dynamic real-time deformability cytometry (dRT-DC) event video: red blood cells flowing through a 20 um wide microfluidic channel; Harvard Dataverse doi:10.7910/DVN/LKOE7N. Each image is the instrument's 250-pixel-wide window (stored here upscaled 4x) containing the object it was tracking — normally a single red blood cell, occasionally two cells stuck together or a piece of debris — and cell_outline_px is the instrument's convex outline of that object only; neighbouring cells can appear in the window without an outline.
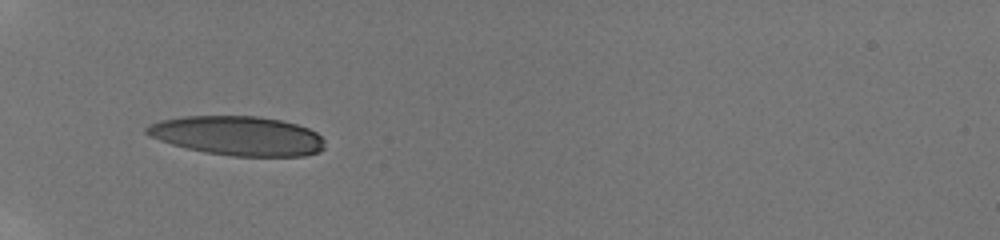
{"species": "human", "species_latin": "Homo sapiens", "temperature_condition": "room temperature", "stored_images_in_passage": 25, "camera_frame_rate_fps": 3000, "um_per_image_px": 0.085, "donor": {"sex": "male"}, "frame": {"image": 1, "passage_image": 1, "time_ms": 0.0, "image_size_px": [1000, 240], "cell_outline_px": [[324, 148], [320, 152], [304, 156], [232, 156], [204, 152], [172, 144], [160, 140], [144, 132], [144, 128], [148, 124], [160, 120], [184, 116], [260, 116], [280, 120], [296, 124], [308, 128], [316, 132], [324, 140]], "centroid_in_image_um": [20.22, 11.54], "position_along_channel_um": 64.8, "area_um2": 40.86}}
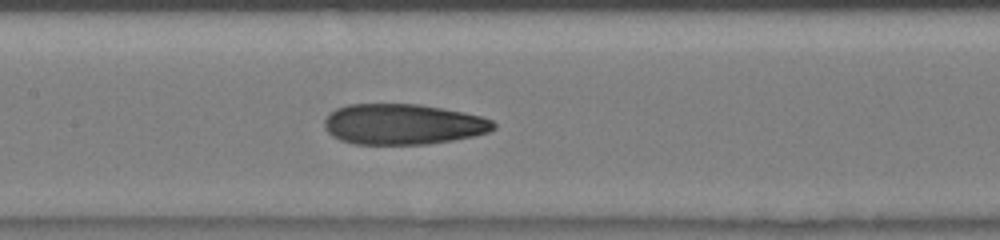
{"frame": {"image": 2, "passage_image": 12, "time_ms": 3.0, "image_size_px": [1000, 240], "cell_outline_px": [[496, 128], [488, 132], [476, 136], [428, 144], [356, 144], [340, 140], [332, 136], [324, 128], [324, 120], [336, 108], [348, 104], [420, 104], [464, 112], [480, 116], [492, 120], [496, 124]], "centroid_in_image_um": [34.26, 10.56], "position_along_channel_um": 173.1, "area_um2": 40.17}}
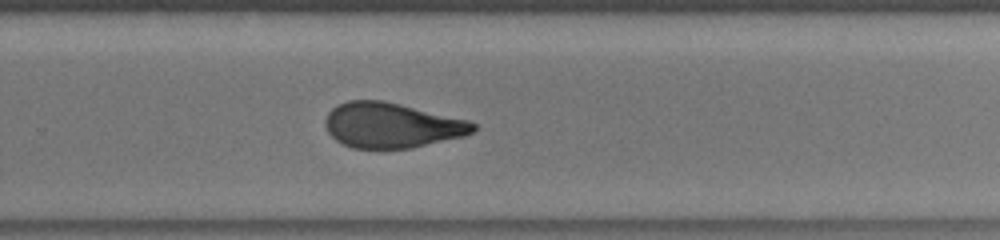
{"frame": {"image": 3, "passage_image": 24, "time_ms": 6.0, "image_size_px": [1000, 240], "cell_outline_px": [[476, 128], [472, 132], [464, 136], [412, 148], [352, 148], [336, 140], [328, 132], [324, 124], [324, 120], [328, 112], [336, 104], [348, 100], [384, 100], [468, 120], [476, 124]], "centroid_in_image_um": [33.26, 10.64], "position_along_channel_um": 296.5, "area_um2": 38.96}}